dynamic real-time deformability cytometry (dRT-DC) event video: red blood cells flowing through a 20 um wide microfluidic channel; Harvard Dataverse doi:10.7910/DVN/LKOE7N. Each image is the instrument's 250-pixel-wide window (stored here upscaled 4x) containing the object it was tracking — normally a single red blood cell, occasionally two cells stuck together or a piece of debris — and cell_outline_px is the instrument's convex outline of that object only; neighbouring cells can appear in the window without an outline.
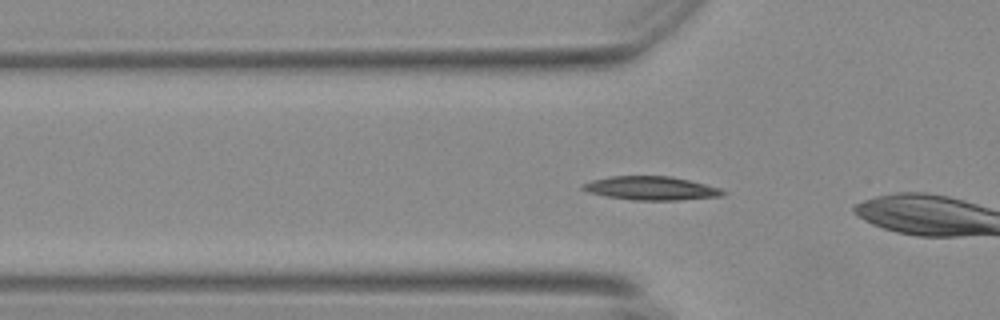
{"species": "Egyptian fruit bat (a non-hibernating species)", "species_latin": "Rousettus aegyptiacus", "temperature_condition": "warm", "stored_images_in_passage": 6, "camera_frame_rate_fps": 3000, "um_per_image_px": 0.085, "animal": {"sex": "female"}, "frame": {"image": 1, "passage_image": 3, "time_ms": 0.667, "image_size_px": [1000, 320], "cell_outline_px": [[728, 192], [720, 196], [680, 200], [632, 200], [604, 196], [588, 192], [580, 188], [584, 184], [592, 180], [612, 176], [672, 176], [720, 188]], "centroid_in_image_um": [55.33, 16.0], "position_along_channel_um": 70.5, "area_um2": 19.25}}